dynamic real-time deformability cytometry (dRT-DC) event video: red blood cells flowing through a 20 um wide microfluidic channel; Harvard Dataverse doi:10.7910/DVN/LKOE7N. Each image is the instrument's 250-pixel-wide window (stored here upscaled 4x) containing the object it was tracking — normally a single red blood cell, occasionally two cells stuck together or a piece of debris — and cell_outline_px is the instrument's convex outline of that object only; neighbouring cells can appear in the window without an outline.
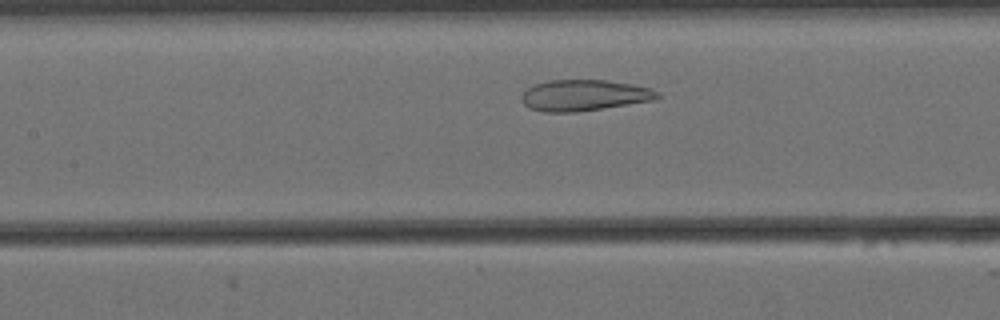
{"species": "Egyptian fruit bat (a non-hibernating species)", "species_latin": "Rousettus aegyptiacus", "temperature_condition": "cold", "stored_images_in_passage": 46, "camera_frame_rate_fps": 3000, "um_per_image_px": 0.085, "animal": {"sex": "female"}, "frame": {"image": 1, "passage_image": 13, "time_ms": 4.0, "image_size_px": [1000, 320], "cell_outline_px": [[660, 96], [656, 100], [576, 112], [544, 112], [528, 108], [520, 100], [520, 96], [528, 88], [536, 84], [548, 80], [608, 80], [632, 84], [648, 88], [660, 92]], "centroid_in_image_um": [49.64, 8.1], "position_along_channel_um": 157.8, "area_um2": 24.68}}
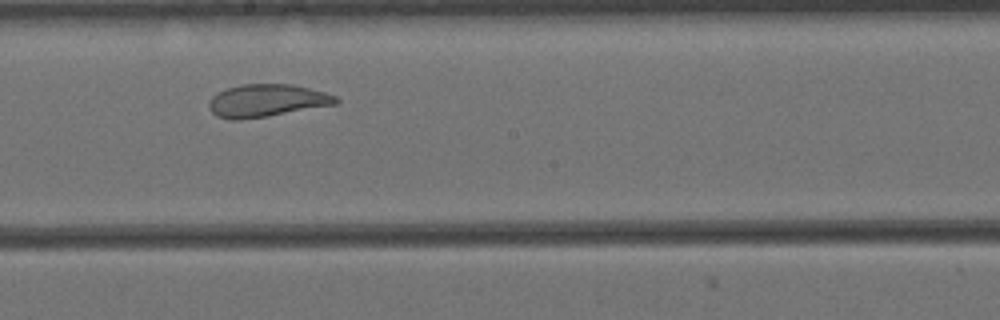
{"frame": {"image": 2, "passage_image": 19, "time_ms": 6.0, "image_size_px": [1000, 320], "cell_outline_px": [[340, 100], [336, 104], [268, 116], [240, 120], [232, 120], [216, 116], [208, 108], [208, 104], [212, 96], [228, 88], [240, 84], [292, 84], [324, 92], [336, 96]], "centroid_in_image_um": [22.65, 8.55], "position_along_channel_um": 225.5, "area_um2": 24.04}}
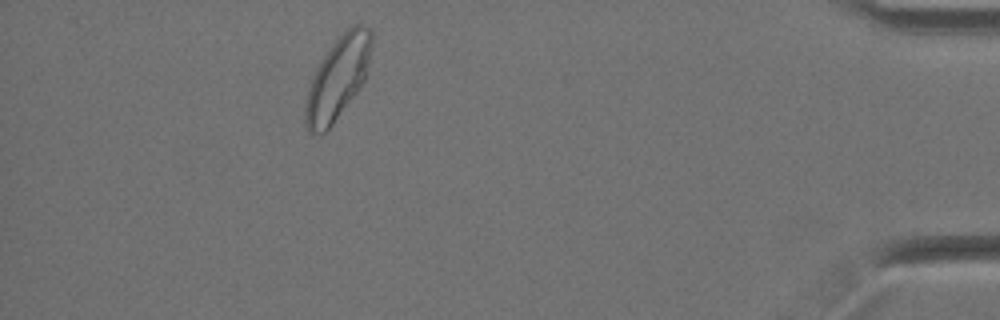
{"frame": {"image": 3, "passage_image": 40, "time_ms": 13.0, "image_size_px": [1000, 320], "cell_outline_px": [[372, 44], [364, 80], [356, 92], [332, 124], [324, 132], [312, 136], [308, 132], [304, 124], [304, 108], [308, 88], [312, 76], [324, 56], [332, 44], [352, 24], [360, 24], [368, 28], [372, 32]], "centroid_in_image_um": [28.67, 6.66], "position_along_channel_um": 406.5, "area_um2": 31.39}, "authors_computed_cell_mechanics": {"area_um2": 26.588, "velocity_mm_per_s": 3.4075, "shape_relaxation_time_tau1_ms": null, "shape_relaxation_time_tau2_ms": 1.3705, "deformation_change_tau1": null, "deformation_change_tau2": 0.0734}}